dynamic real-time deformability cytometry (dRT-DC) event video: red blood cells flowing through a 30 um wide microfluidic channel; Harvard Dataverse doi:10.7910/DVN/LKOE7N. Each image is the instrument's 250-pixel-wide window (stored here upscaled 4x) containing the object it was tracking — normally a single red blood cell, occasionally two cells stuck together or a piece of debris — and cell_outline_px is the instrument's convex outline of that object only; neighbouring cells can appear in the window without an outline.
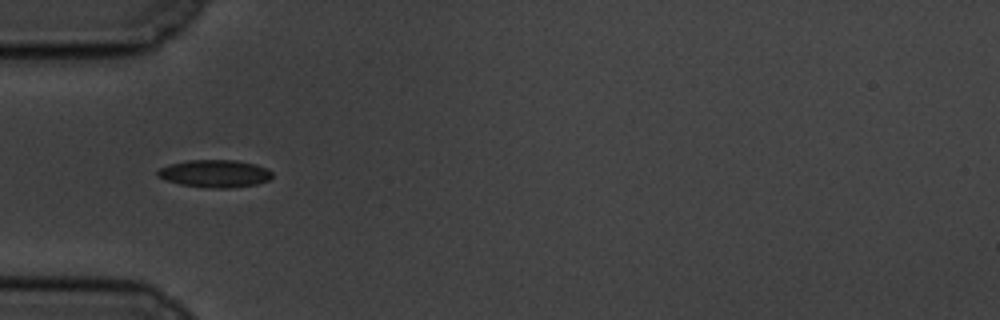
{"species": "common noctule bat (a hibernating species)", "species_latin": "Nyctalus noctula", "temperature_condition": "cold", "stored_images_in_passage": 25, "camera_frame_rate_fps": 3000, "um_per_image_px": 0.085, "animal": {"sex": "male", "body_mass_g": 19.5, "forearm_length_mm": 54.6}, "frame": {"image": 1, "passage_image": 1, "time_ms": 0.0, "image_size_px": [1000, 320], "cell_outline_px": [[272, 176], [268, 180], [256, 184], [228, 188], [216, 188], [180, 184], [164, 180], [156, 176], [156, 172], [160, 168], [172, 164], [188, 160], [236, 160], [256, 164], [268, 168], [272, 172]], "centroid_in_image_um": [18.26, 14.75], "position_along_channel_um": 66.7, "area_um2": 18.32}}
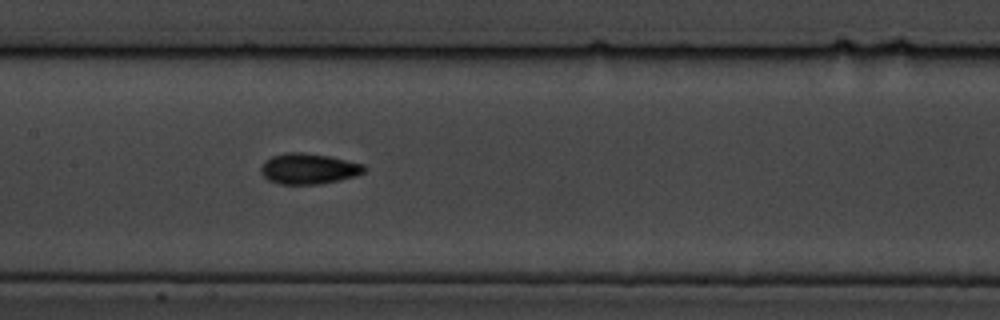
{"frame": {"image": 2, "passage_image": 11, "time_ms": 3.333, "image_size_px": [1000, 320], "cell_outline_px": [[368, 168], [364, 172], [340, 180], [320, 184], [280, 184], [268, 180], [260, 172], [260, 168], [264, 160], [272, 156], [284, 152], [304, 152], [328, 156], [364, 164]], "centroid_in_image_um": [26.2, 14.33], "position_along_channel_um": 181.2, "area_um2": 18.55}}
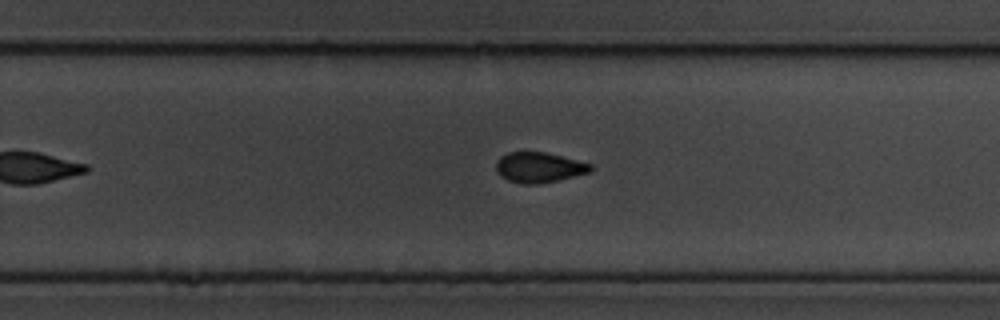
{"frame": {"image": 3, "passage_image": 20, "time_ms": 6.333, "image_size_px": [1000, 320], "cell_outline_px": [[592, 168], [588, 172], [540, 184], [524, 184], [508, 180], [500, 176], [496, 172], [496, 160], [500, 156], [508, 152], [544, 152], [592, 164]], "centroid_in_image_um": [45.74, 14.22], "position_along_channel_um": 284.1, "area_um2": 16.47}}